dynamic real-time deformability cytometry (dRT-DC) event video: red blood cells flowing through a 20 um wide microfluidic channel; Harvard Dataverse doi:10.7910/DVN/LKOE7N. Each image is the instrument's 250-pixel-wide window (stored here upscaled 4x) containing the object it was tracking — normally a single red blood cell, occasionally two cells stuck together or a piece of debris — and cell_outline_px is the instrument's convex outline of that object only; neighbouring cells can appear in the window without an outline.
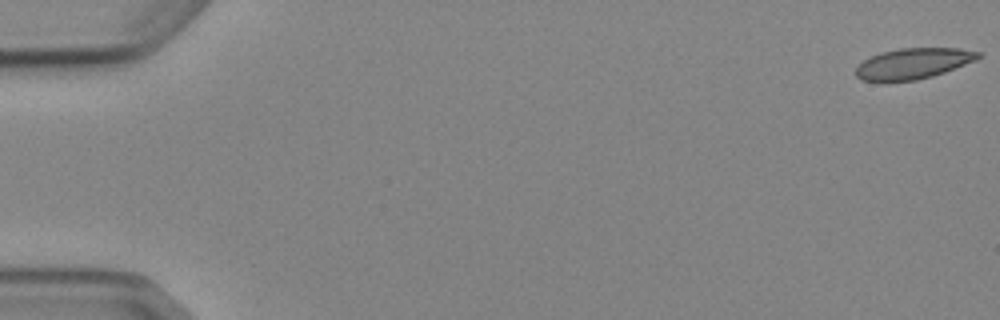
{"species": "Egyptian fruit bat (a non-hibernating species)", "species_latin": "Rousettus aegyptiacus", "temperature_condition": "cold", "stored_images_in_passage": 6, "camera_frame_rate_fps": 3000, "um_per_image_px": 0.085, "animal": {"sex": "female"}, "frame": {"image": 1, "passage_image": 1, "time_ms": 0.0, "image_size_px": [1000, 320], "cell_outline_px": [[980, 56], [976, 60], [944, 72], [932, 76], [916, 80], [884, 84], [860, 80], [856, 76], [856, 68], [864, 60], [880, 52], [900, 48], [960, 48], [980, 52]], "centroid_in_image_um": [77.55, 5.44], "position_along_channel_um": 7.4, "area_um2": 22.37}}
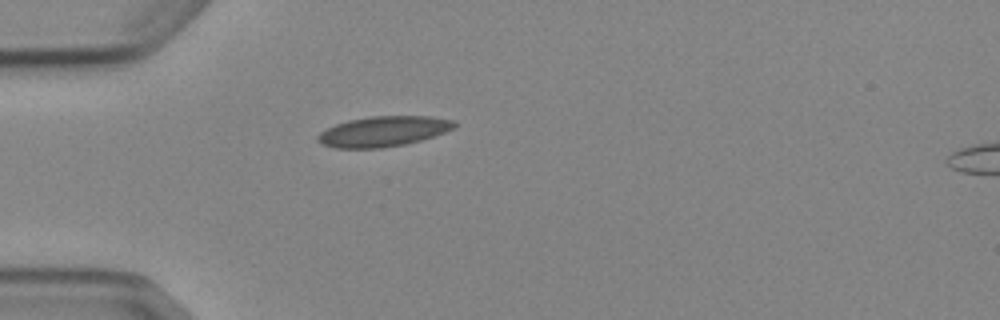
{"frame": {"image": 2, "passage_image": 5, "time_ms": 5.0, "image_size_px": [1000, 320], "cell_outline_px": [[456, 124], [452, 128], [444, 132], [420, 140], [404, 144], [380, 148], [332, 148], [320, 144], [316, 140], [316, 136], [320, 132], [336, 124], [348, 120], [372, 116], [432, 116], [452, 120]], "centroid_in_image_um": [32.51, 11.17], "position_along_channel_um": 52.5, "area_um2": 23.99}}